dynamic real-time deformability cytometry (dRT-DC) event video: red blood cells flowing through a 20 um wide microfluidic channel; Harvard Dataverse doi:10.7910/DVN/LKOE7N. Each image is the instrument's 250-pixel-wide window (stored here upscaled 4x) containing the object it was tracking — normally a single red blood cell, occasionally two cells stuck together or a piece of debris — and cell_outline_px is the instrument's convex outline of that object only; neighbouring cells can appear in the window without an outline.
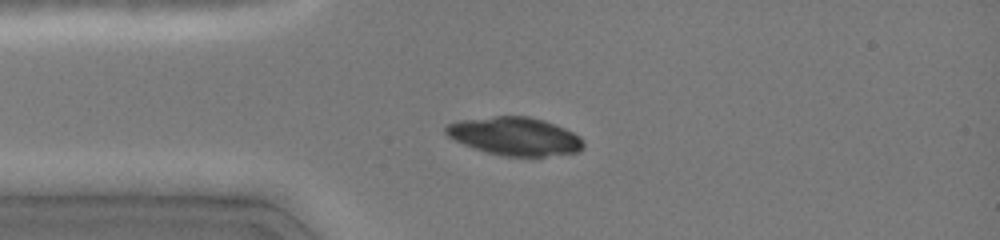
{"species": "common noctule bat (a hibernating species)", "species_latin": "Nyctalus noctula", "temperature_condition": "cold", "stored_images_in_passage": 11, "camera_frame_rate_fps": 3000, "um_per_image_px": 0.085, "animal": {"sex": "female", "body_mass_g": 19.0, "forearm_length_mm": 51.5}, "frame": {"image": 1, "passage_image": 3, "time_ms": 0.333, "image_size_px": [1000, 240], "cell_outline_px": [[584, 148], [580, 152], [544, 156], [504, 156], [484, 152], [464, 144], [448, 136], [444, 132], [444, 128], [448, 124], [456, 120], [492, 116], [528, 116], [544, 120], [564, 128], [580, 136], [584, 140]], "centroid_in_image_um": [43.76, 11.58], "position_along_channel_um": 41.2, "area_um2": 30.81}}